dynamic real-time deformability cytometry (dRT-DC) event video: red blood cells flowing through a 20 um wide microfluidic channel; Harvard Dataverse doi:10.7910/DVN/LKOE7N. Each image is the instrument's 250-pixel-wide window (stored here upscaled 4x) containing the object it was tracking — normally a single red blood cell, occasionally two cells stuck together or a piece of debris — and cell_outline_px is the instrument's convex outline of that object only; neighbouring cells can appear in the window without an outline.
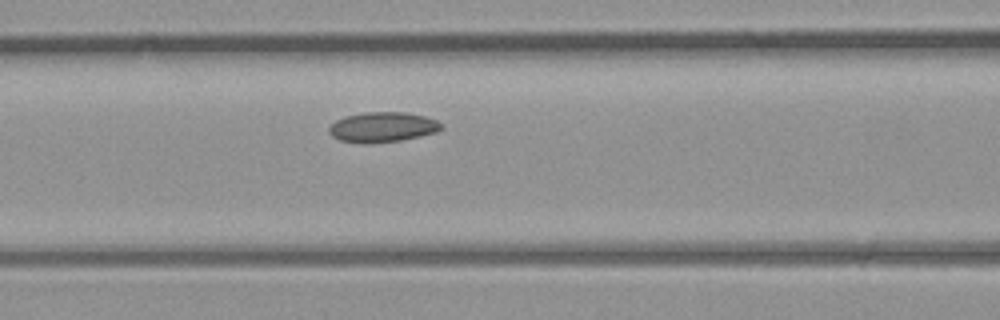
{"species": "common noctule bat (a hibernating species)", "species_latin": "Nyctalus noctula", "temperature_condition": "room temperature", "stored_images_in_passage": 6, "segment_of_instrument_passage": [1, 2], "camera_frame_rate_fps": 3000, "um_per_image_px": 0.085, "animal": {"sex": "male", "body_mass_g": 23.1, "forearm_length_mm": 52.7}, "frame": {"image": 1, "passage_image": 5, "time_ms": 5.667, "image_size_px": [1000, 320], "cell_outline_px": [[444, 128], [436, 132], [420, 136], [400, 140], [368, 144], [364, 144], [340, 140], [332, 136], [328, 132], [328, 128], [336, 120], [344, 116], [364, 112], [404, 112], [424, 116], [436, 120], [444, 124]], "centroid_in_image_um": [32.51, 10.8], "position_along_channel_um": 134.1, "area_um2": 19.83}}